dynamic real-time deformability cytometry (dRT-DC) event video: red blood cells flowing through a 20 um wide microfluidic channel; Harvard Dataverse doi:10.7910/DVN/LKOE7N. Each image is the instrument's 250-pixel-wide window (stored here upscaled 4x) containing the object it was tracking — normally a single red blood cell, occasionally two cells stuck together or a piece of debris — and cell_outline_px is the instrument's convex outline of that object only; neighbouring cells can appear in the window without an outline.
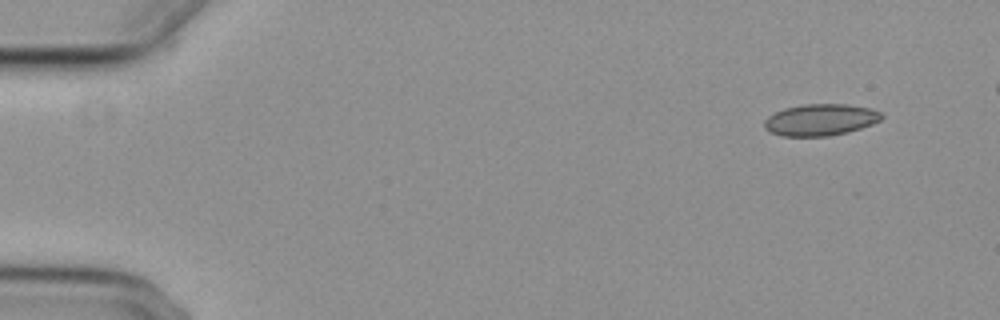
{"species": "common noctule bat (a hibernating species)", "species_latin": "Nyctalus noctula", "temperature_condition": "cold", "stored_images_in_passage": 7, "camera_frame_rate_fps": 3000, "um_per_image_px": 0.085, "animal": {"sex": "female", "body_mass_g": 29.2, "forearm_length_mm": 56.3}, "frame": {"image": 1, "passage_image": 1, "time_ms": 0.0, "image_size_px": [1000, 320], "cell_outline_px": [[884, 116], [880, 120], [872, 124], [848, 132], [828, 136], [784, 136], [772, 132], [764, 128], [764, 120], [768, 116], [784, 108], [804, 104], [848, 104], [872, 108], [880, 112]], "centroid_in_image_um": [69.76, 10.17], "position_along_channel_um": 15.2, "area_um2": 21.62}}
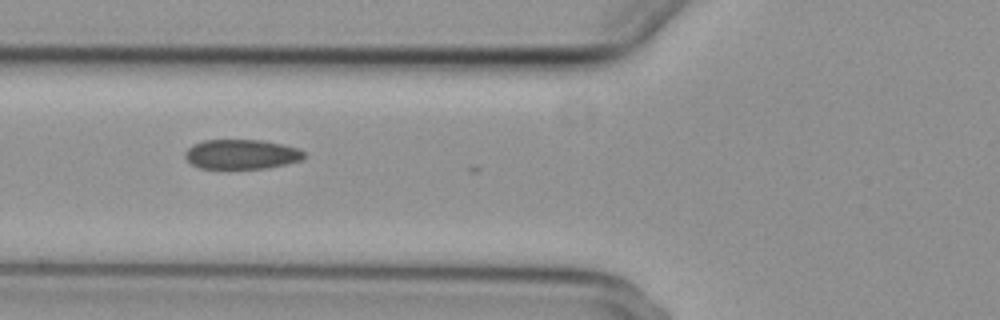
{"frame": {"image": 2, "passage_image": 6, "time_ms": 5.667, "image_size_px": [1000, 320], "cell_outline_px": [[304, 160], [264, 168], [200, 168], [192, 164], [184, 156], [184, 152], [192, 144], [204, 140], [260, 140], [300, 148], [304, 152]], "centroid_in_image_um": [20.52, 13.1], "position_along_channel_um": 105.3, "area_um2": 20.46}}